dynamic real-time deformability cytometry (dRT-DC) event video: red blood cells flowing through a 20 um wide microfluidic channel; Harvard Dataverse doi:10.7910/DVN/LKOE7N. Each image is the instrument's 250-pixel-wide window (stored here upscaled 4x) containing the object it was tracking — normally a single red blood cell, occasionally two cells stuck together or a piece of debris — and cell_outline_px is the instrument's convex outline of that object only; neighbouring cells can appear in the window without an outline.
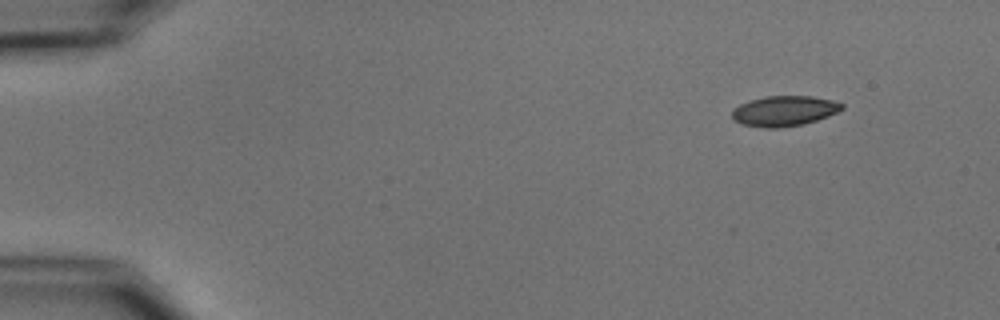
{"species": "common noctule bat (a hibernating species)", "species_latin": "Nyctalus noctula", "temperature_condition": "cold", "stored_images_in_passage": 4, "camera_frame_rate_fps": 3000, "um_per_image_px": 0.085, "animal": {"sex": "male", "body_mass_g": 15.6}, "frame": {"image": 1, "passage_image": 1, "time_ms": 0.0, "image_size_px": [1000, 320], "cell_outline_px": [[844, 108], [828, 116], [804, 124], [780, 128], [764, 128], [740, 124], [732, 116], [732, 112], [740, 104], [748, 100], [764, 96], [812, 96], [832, 100], [844, 104]], "centroid_in_image_um": [66.66, 9.43], "position_along_channel_um": 18.3, "area_um2": 19.42}}
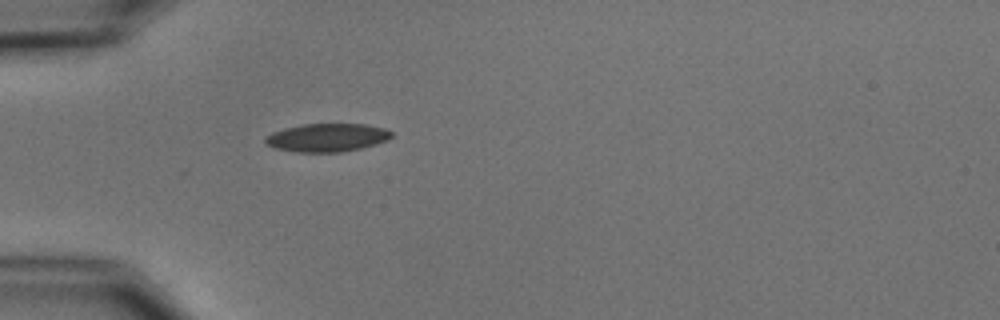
{"frame": {"image": 2, "passage_image": 4, "time_ms": 3.667, "image_size_px": [1000, 320], "cell_outline_px": [[392, 136], [388, 140], [376, 144], [360, 148], [340, 152], [296, 152], [276, 148], [264, 144], [264, 136], [272, 132], [284, 128], [304, 124], [364, 124], [384, 128], [392, 132]], "centroid_in_image_um": [27.77, 11.69], "position_along_channel_um": 57.2, "area_um2": 20.81}}